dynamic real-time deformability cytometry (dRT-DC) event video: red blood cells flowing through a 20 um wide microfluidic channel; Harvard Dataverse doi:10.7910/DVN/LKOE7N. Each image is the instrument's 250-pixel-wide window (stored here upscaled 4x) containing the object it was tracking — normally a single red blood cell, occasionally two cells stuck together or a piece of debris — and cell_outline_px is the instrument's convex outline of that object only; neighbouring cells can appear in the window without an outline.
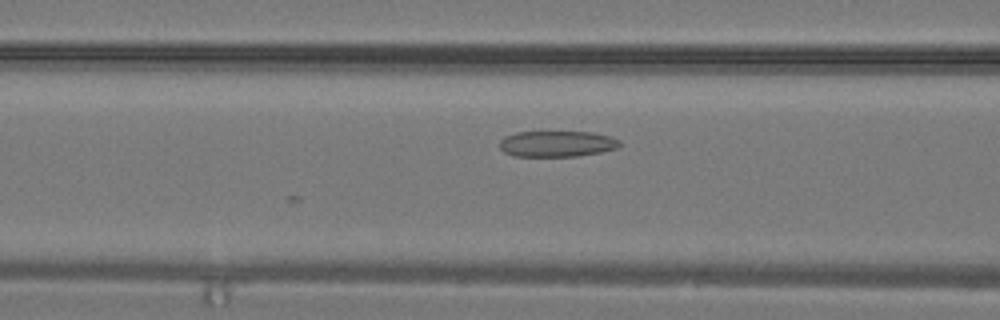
{"species": "common noctule bat (a hibernating species)", "species_latin": "Nyctalus noctula", "temperature_condition": "warm", "stored_images_in_passage": 3, "camera_frame_rate_fps": 3000, "um_per_image_px": 0.085, "animal": {"sex": "male", "body_mass_g": 19.2, "forearm_length_mm": 51.8}, "frame": {"image": 1, "passage_image": 3, "time_ms": 0.667, "image_size_px": [1000, 320], "cell_outline_px": [[620, 144], [616, 148], [600, 152], [576, 156], [512, 156], [504, 152], [500, 148], [500, 140], [504, 136], [516, 132], [592, 132], [612, 136], [620, 140]], "centroid_in_image_um": [47.32, 12.22], "position_along_channel_um": 119.3, "area_um2": 18.21}}